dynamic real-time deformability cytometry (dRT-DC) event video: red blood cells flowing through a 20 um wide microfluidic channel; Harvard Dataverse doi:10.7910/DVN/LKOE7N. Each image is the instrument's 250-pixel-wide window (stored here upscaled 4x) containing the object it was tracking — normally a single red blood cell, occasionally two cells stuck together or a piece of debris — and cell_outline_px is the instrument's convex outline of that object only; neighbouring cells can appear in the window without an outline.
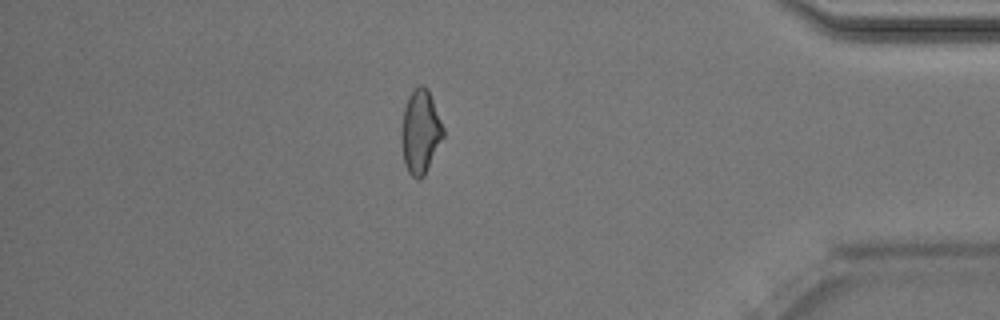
{"species": "Egyptian fruit bat (a non-hibernating species)", "species_latin": "Rousettus aegyptiacus", "temperature_condition": "room temperature", "stored_images_in_passage": 48, "camera_frame_rate_fps": 3000, "um_per_image_px": 0.085, "animal": {"sex": "male"}, "frame": {"image": 1, "passage_image": 41, "time_ms": 13.333, "image_size_px": [1000, 320], "cell_outline_px": [[444, 136], [424, 176], [420, 180], [416, 180], [408, 172], [404, 164], [400, 140], [400, 132], [404, 108], [408, 96], [420, 84], [424, 84], [428, 88], [444, 128]], "centroid_in_image_um": [35.72, 11.21], "position_along_channel_um": 399.5, "area_um2": 20.69}, "authors_computed_cell_mechanics": {"area_um2": 21.0681, "velocity_mm_per_s": 4.0322, "shape_relaxation_time_tau1_ms": 3.7035, "shape_relaxation_time_tau2_ms": 1.5246, "deformation_change_tau1": 0.1073, "deformation_change_tau2": 0.0775}}